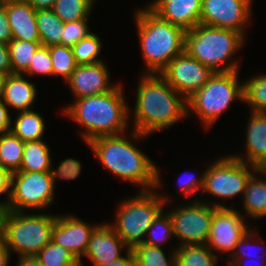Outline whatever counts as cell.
I'll use <instances>...</instances> for the list:
<instances>
[{
	"label": "cell",
	"mask_w": 266,
	"mask_h": 266,
	"mask_svg": "<svg viewBox=\"0 0 266 266\" xmlns=\"http://www.w3.org/2000/svg\"><path fill=\"white\" fill-rule=\"evenodd\" d=\"M131 132L128 139L124 137L125 134L104 136L95 138L86 145L103 167L122 181L136 184L137 187H141L140 191L159 189L163 183L160 168L130 140L131 138L141 141L148 135L134 130Z\"/></svg>",
	"instance_id": "1"
},
{
	"label": "cell",
	"mask_w": 266,
	"mask_h": 266,
	"mask_svg": "<svg viewBox=\"0 0 266 266\" xmlns=\"http://www.w3.org/2000/svg\"><path fill=\"white\" fill-rule=\"evenodd\" d=\"M137 86L132 130L149 135L188 118L187 100L160 74L143 73Z\"/></svg>",
	"instance_id": "2"
},
{
	"label": "cell",
	"mask_w": 266,
	"mask_h": 266,
	"mask_svg": "<svg viewBox=\"0 0 266 266\" xmlns=\"http://www.w3.org/2000/svg\"><path fill=\"white\" fill-rule=\"evenodd\" d=\"M122 87L117 84L110 92L74 99L63 108L62 112L67 118L84 128L80 134L85 143L127 131L131 109L125 101Z\"/></svg>",
	"instance_id": "3"
},
{
	"label": "cell",
	"mask_w": 266,
	"mask_h": 266,
	"mask_svg": "<svg viewBox=\"0 0 266 266\" xmlns=\"http://www.w3.org/2000/svg\"><path fill=\"white\" fill-rule=\"evenodd\" d=\"M134 15L145 73L159 74L184 52L186 31L161 19L147 5Z\"/></svg>",
	"instance_id": "4"
},
{
	"label": "cell",
	"mask_w": 266,
	"mask_h": 266,
	"mask_svg": "<svg viewBox=\"0 0 266 266\" xmlns=\"http://www.w3.org/2000/svg\"><path fill=\"white\" fill-rule=\"evenodd\" d=\"M245 39L235 30L198 24L186 31L184 51L213 72L240 71L232 58Z\"/></svg>",
	"instance_id": "5"
},
{
	"label": "cell",
	"mask_w": 266,
	"mask_h": 266,
	"mask_svg": "<svg viewBox=\"0 0 266 266\" xmlns=\"http://www.w3.org/2000/svg\"><path fill=\"white\" fill-rule=\"evenodd\" d=\"M56 214H27L2 209L0 237L19 256L36 255L52 238Z\"/></svg>",
	"instance_id": "6"
},
{
	"label": "cell",
	"mask_w": 266,
	"mask_h": 266,
	"mask_svg": "<svg viewBox=\"0 0 266 266\" xmlns=\"http://www.w3.org/2000/svg\"><path fill=\"white\" fill-rule=\"evenodd\" d=\"M155 191H139L136 196L121 201L114 224H109L130 249L144 242L153 220L171 201Z\"/></svg>",
	"instance_id": "7"
},
{
	"label": "cell",
	"mask_w": 266,
	"mask_h": 266,
	"mask_svg": "<svg viewBox=\"0 0 266 266\" xmlns=\"http://www.w3.org/2000/svg\"><path fill=\"white\" fill-rule=\"evenodd\" d=\"M238 72H214L209 81L187 99V116L195 112L208 129L233 101L243 102V82H239Z\"/></svg>",
	"instance_id": "8"
},
{
	"label": "cell",
	"mask_w": 266,
	"mask_h": 266,
	"mask_svg": "<svg viewBox=\"0 0 266 266\" xmlns=\"http://www.w3.org/2000/svg\"><path fill=\"white\" fill-rule=\"evenodd\" d=\"M55 188L50 171L14 172L11 177L10 197L0 202V208L18 212L33 209L42 211L52 205Z\"/></svg>",
	"instance_id": "9"
},
{
	"label": "cell",
	"mask_w": 266,
	"mask_h": 266,
	"mask_svg": "<svg viewBox=\"0 0 266 266\" xmlns=\"http://www.w3.org/2000/svg\"><path fill=\"white\" fill-rule=\"evenodd\" d=\"M204 200H197L176 206L168 210L173 228L174 238L178 245L207 244L213 219L214 206L227 207V205ZM213 204V205H212Z\"/></svg>",
	"instance_id": "10"
},
{
	"label": "cell",
	"mask_w": 266,
	"mask_h": 266,
	"mask_svg": "<svg viewBox=\"0 0 266 266\" xmlns=\"http://www.w3.org/2000/svg\"><path fill=\"white\" fill-rule=\"evenodd\" d=\"M210 164L204 171L201 195L205 192L224 200L239 194L243 197L248 179L258 169L234 158L232 154L223 156Z\"/></svg>",
	"instance_id": "11"
},
{
	"label": "cell",
	"mask_w": 266,
	"mask_h": 266,
	"mask_svg": "<svg viewBox=\"0 0 266 266\" xmlns=\"http://www.w3.org/2000/svg\"><path fill=\"white\" fill-rule=\"evenodd\" d=\"M253 0H202L200 24L235 30L244 37ZM250 20V21H249Z\"/></svg>",
	"instance_id": "12"
},
{
	"label": "cell",
	"mask_w": 266,
	"mask_h": 266,
	"mask_svg": "<svg viewBox=\"0 0 266 266\" xmlns=\"http://www.w3.org/2000/svg\"><path fill=\"white\" fill-rule=\"evenodd\" d=\"M246 221V222H245ZM242 212L230 207H215L207 246L219 253H232L242 236L250 229ZM219 251V252H218Z\"/></svg>",
	"instance_id": "13"
},
{
	"label": "cell",
	"mask_w": 266,
	"mask_h": 266,
	"mask_svg": "<svg viewBox=\"0 0 266 266\" xmlns=\"http://www.w3.org/2000/svg\"><path fill=\"white\" fill-rule=\"evenodd\" d=\"M159 74L187 100L209 81L214 72L184 51Z\"/></svg>",
	"instance_id": "14"
},
{
	"label": "cell",
	"mask_w": 266,
	"mask_h": 266,
	"mask_svg": "<svg viewBox=\"0 0 266 266\" xmlns=\"http://www.w3.org/2000/svg\"><path fill=\"white\" fill-rule=\"evenodd\" d=\"M100 224L90 225L71 214L57 215L51 241L69 250L82 263L91 234Z\"/></svg>",
	"instance_id": "15"
},
{
	"label": "cell",
	"mask_w": 266,
	"mask_h": 266,
	"mask_svg": "<svg viewBox=\"0 0 266 266\" xmlns=\"http://www.w3.org/2000/svg\"><path fill=\"white\" fill-rule=\"evenodd\" d=\"M104 60L78 65L65 82L74 99L110 92L117 83H110V74Z\"/></svg>",
	"instance_id": "16"
},
{
	"label": "cell",
	"mask_w": 266,
	"mask_h": 266,
	"mask_svg": "<svg viewBox=\"0 0 266 266\" xmlns=\"http://www.w3.org/2000/svg\"><path fill=\"white\" fill-rule=\"evenodd\" d=\"M130 248L122 241L116 232L109 226V223H101L91 234L89 245L85 253L93 266L114 262Z\"/></svg>",
	"instance_id": "17"
},
{
	"label": "cell",
	"mask_w": 266,
	"mask_h": 266,
	"mask_svg": "<svg viewBox=\"0 0 266 266\" xmlns=\"http://www.w3.org/2000/svg\"><path fill=\"white\" fill-rule=\"evenodd\" d=\"M202 0H153L147 6L161 19L185 31L200 24Z\"/></svg>",
	"instance_id": "18"
},
{
	"label": "cell",
	"mask_w": 266,
	"mask_h": 266,
	"mask_svg": "<svg viewBox=\"0 0 266 266\" xmlns=\"http://www.w3.org/2000/svg\"><path fill=\"white\" fill-rule=\"evenodd\" d=\"M251 112L246 127V154L232 156L261 169L266 164V112Z\"/></svg>",
	"instance_id": "19"
},
{
	"label": "cell",
	"mask_w": 266,
	"mask_h": 266,
	"mask_svg": "<svg viewBox=\"0 0 266 266\" xmlns=\"http://www.w3.org/2000/svg\"><path fill=\"white\" fill-rule=\"evenodd\" d=\"M6 6L12 39L40 41L36 10L27 1H10Z\"/></svg>",
	"instance_id": "20"
},
{
	"label": "cell",
	"mask_w": 266,
	"mask_h": 266,
	"mask_svg": "<svg viewBox=\"0 0 266 266\" xmlns=\"http://www.w3.org/2000/svg\"><path fill=\"white\" fill-rule=\"evenodd\" d=\"M36 85L24 78V74H11L2 77L0 98L8 108L18 112L31 110L37 95Z\"/></svg>",
	"instance_id": "21"
},
{
	"label": "cell",
	"mask_w": 266,
	"mask_h": 266,
	"mask_svg": "<svg viewBox=\"0 0 266 266\" xmlns=\"http://www.w3.org/2000/svg\"><path fill=\"white\" fill-rule=\"evenodd\" d=\"M263 176L266 174L259 168L247 181L242 199L243 209L246 211L244 217L249 215L251 218L263 219L266 215V177Z\"/></svg>",
	"instance_id": "22"
},
{
	"label": "cell",
	"mask_w": 266,
	"mask_h": 266,
	"mask_svg": "<svg viewBox=\"0 0 266 266\" xmlns=\"http://www.w3.org/2000/svg\"><path fill=\"white\" fill-rule=\"evenodd\" d=\"M50 148L43 140L24 142L22 163L19 171L49 172L52 166Z\"/></svg>",
	"instance_id": "23"
},
{
	"label": "cell",
	"mask_w": 266,
	"mask_h": 266,
	"mask_svg": "<svg viewBox=\"0 0 266 266\" xmlns=\"http://www.w3.org/2000/svg\"><path fill=\"white\" fill-rule=\"evenodd\" d=\"M45 129L46 125L42 115L31 109L18 113L14 123H11L10 131L23 142H29L42 140Z\"/></svg>",
	"instance_id": "24"
},
{
	"label": "cell",
	"mask_w": 266,
	"mask_h": 266,
	"mask_svg": "<svg viewBox=\"0 0 266 266\" xmlns=\"http://www.w3.org/2000/svg\"><path fill=\"white\" fill-rule=\"evenodd\" d=\"M218 256L206 244L179 245L175 248L176 266H216Z\"/></svg>",
	"instance_id": "25"
},
{
	"label": "cell",
	"mask_w": 266,
	"mask_h": 266,
	"mask_svg": "<svg viewBox=\"0 0 266 266\" xmlns=\"http://www.w3.org/2000/svg\"><path fill=\"white\" fill-rule=\"evenodd\" d=\"M36 20L41 46L50 47L53 45H61L64 22H62L53 10H37Z\"/></svg>",
	"instance_id": "26"
},
{
	"label": "cell",
	"mask_w": 266,
	"mask_h": 266,
	"mask_svg": "<svg viewBox=\"0 0 266 266\" xmlns=\"http://www.w3.org/2000/svg\"><path fill=\"white\" fill-rule=\"evenodd\" d=\"M24 142L11 131L0 135V165L11 173L20 170Z\"/></svg>",
	"instance_id": "27"
},
{
	"label": "cell",
	"mask_w": 266,
	"mask_h": 266,
	"mask_svg": "<svg viewBox=\"0 0 266 266\" xmlns=\"http://www.w3.org/2000/svg\"><path fill=\"white\" fill-rule=\"evenodd\" d=\"M40 46V41L12 39L8 43L12 74H23L28 69L34 53Z\"/></svg>",
	"instance_id": "28"
},
{
	"label": "cell",
	"mask_w": 266,
	"mask_h": 266,
	"mask_svg": "<svg viewBox=\"0 0 266 266\" xmlns=\"http://www.w3.org/2000/svg\"><path fill=\"white\" fill-rule=\"evenodd\" d=\"M136 266H176L175 248L170 250L169 259L164 249L144 243L135 245L132 249Z\"/></svg>",
	"instance_id": "29"
},
{
	"label": "cell",
	"mask_w": 266,
	"mask_h": 266,
	"mask_svg": "<svg viewBox=\"0 0 266 266\" xmlns=\"http://www.w3.org/2000/svg\"><path fill=\"white\" fill-rule=\"evenodd\" d=\"M96 0H56L52 10L62 22L89 19Z\"/></svg>",
	"instance_id": "30"
},
{
	"label": "cell",
	"mask_w": 266,
	"mask_h": 266,
	"mask_svg": "<svg viewBox=\"0 0 266 266\" xmlns=\"http://www.w3.org/2000/svg\"><path fill=\"white\" fill-rule=\"evenodd\" d=\"M243 102L251 111L266 112V74L255 75L243 82Z\"/></svg>",
	"instance_id": "31"
},
{
	"label": "cell",
	"mask_w": 266,
	"mask_h": 266,
	"mask_svg": "<svg viewBox=\"0 0 266 266\" xmlns=\"http://www.w3.org/2000/svg\"><path fill=\"white\" fill-rule=\"evenodd\" d=\"M48 49L53 66V76H61L64 81H67L78 66L72 48L65 45H53Z\"/></svg>",
	"instance_id": "32"
},
{
	"label": "cell",
	"mask_w": 266,
	"mask_h": 266,
	"mask_svg": "<svg viewBox=\"0 0 266 266\" xmlns=\"http://www.w3.org/2000/svg\"><path fill=\"white\" fill-rule=\"evenodd\" d=\"M102 47L100 37L96 33H91L71 48L77 64L82 65L102 61L103 58L99 56Z\"/></svg>",
	"instance_id": "33"
},
{
	"label": "cell",
	"mask_w": 266,
	"mask_h": 266,
	"mask_svg": "<svg viewBox=\"0 0 266 266\" xmlns=\"http://www.w3.org/2000/svg\"><path fill=\"white\" fill-rule=\"evenodd\" d=\"M36 256L42 266H77L79 261L64 247L50 241Z\"/></svg>",
	"instance_id": "34"
},
{
	"label": "cell",
	"mask_w": 266,
	"mask_h": 266,
	"mask_svg": "<svg viewBox=\"0 0 266 266\" xmlns=\"http://www.w3.org/2000/svg\"><path fill=\"white\" fill-rule=\"evenodd\" d=\"M147 239L144 240V244L152 245L161 248L168 242L171 237H174L172 222L167 212L163 210L153 220L152 225L147 231Z\"/></svg>",
	"instance_id": "35"
},
{
	"label": "cell",
	"mask_w": 266,
	"mask_h": 266,
	"mask_svg": "<svg viewBox=\"0 0 266 266\" xmlns=\"http://www.w3.org/2000/svg\"><path fill=\"white\" fill-rule=\"evenodd\" d=\"M87 22L88 19L64 22L61 45L72 47L77 44L81 39L91 34L92 32H90V28Z\"/></svg>",
	"instance_id": "36"
},
{
	"label": "cell",
	"mask_w": 266,
	"mask_h": 266,
	"mask_svg": "<svg viewBox=\"0 0 266 266\" xmlns=\"http://www.w3.org/2000/svg\"><path fill=\"white\" fill-rule=\"evenodd\" d=\"M28 75H44L53 77V66L48 47L40 46L34 53L28 69L23 73Z\"/></svg>",
	"instance_id": "37"
},
{
	"label": "cell",
	"mask_w": 266,
	"mask_h": 266,
	"mask_svg": "<svg viewBox=\"0 0 266 266\" xmlns=\"http://www.w3.org/2000/svg\"><path fill=\"white\" fill-rule=\"evenodd\" d=\"M82 165L80 161L74 158H66L59 163L57 169L51 167L50 173L54 187L56 181L60 179L75 180L81 174Z\"/></svg>",
	"instance_id": "38"
},
{
	"label": "cell",
	"mask_w": 266,
	"mask_h": 266,
	"mask_svg": "<svg viewBox=\"0 0 266 266\" xmlns=\"http://www.w3.org/2000/svg\"><path fill=\"white\" fill-rule=\"evenodd\" d=\"M257 232L258 231L254 232L253 229H249L242 236V238L239 240V242L237 243V245L235 247V250L232 253L233 256L231 258H253V257H257L255 255L252 256V254L249 253L251 251L248 250L249 247H252L250 244L255 241V238H258V239H256V242L255 243H258L257 241L262 239L260 236L257 237V235H258ZM258 254H259V252H258ZM258 254H256V255H258ZM263 256H264V258H266V255L265 254L262 255V257ZM258 257H261L260 254H259Z\"/></svg>",
	"instance_id": "39"
},
{
	"label": "cell",
	"mask_w": 266,
	"mask_h": 266,
	"mask_svg": "<svg viewBox=\"0 0 266 266\" xmlns=\"http://www.w3.org/2000/svg\"><path fill=\"white\" fill-rule=\"evenodd\" d=\"M191 174V173H190ZM193 174V173H192ZM185 175L188 177H184V180H181L178 182V186L180 188V190L183 192V195L185 197H191V195L195 194L196 192H201L203 185H204V171L202 172V174H200V177L194 176V175ZM184 176V175H183ZM183 178V177H182ZM199 190V191H197Z\"/></svg>",
	"instance_id": "40"
},
{
	"label": "cell",
	"mask_w": 266,
	"mask_h": 266,
	"mask_svg": "<svg viewBox=\"0 0 266 266\" xmlns=\"http://www.w3.org/2000/svg\"><path fill=\"white\" fill-rule=\"evenodd\" d=\"M12 40V33L9 26L6 6L0 4V43L8 44Z\"/></svg>",
	"instance_id": "41"
},
{
	"label": "cell",
	"mask_w": 266,
	"mask_h": 266,
	"mask_svg": "<svg viewBox=\"0 0 266 266\" xmlns=\"http://www.w3.org/2000/svg\"><path fill=\"white\" fill-rule=\"evenodd\" d=\"M12 74L8 44L0 43V76Z\"/></svg>",
	"instance_id": "42"
},
{
	"label": "cell",
	"mask_w": 266,
	"mask_h": 266,
	"mask_svg": "<svg viewBox=\"0 0 266 266\" xmlns=\"http://www.w3.org/2000/svg\"><path fill=\"white\" fill-rule=\"evenodd\" d=\"M9 111L7 105L0 98V135L11 130L12 119Z\"/></svg>",
	"instance_id": "43"
},
{
	"label": "cell",
	"mask_w": 266,
	"mask_h": 266,
	"mask_svg": "<svg viewBox=\"0 0 266 266\" xmlns=\"http://www.w3.org/2000/svg\"><path fill=\"white\" fill-rule=\"evenodd\" d=\"M11 177L12 173L10 171L0 168V196L7 194L8 199L11 194Z\"/></svg>",
	"instance_id": "44"
},
{
	"label": "cell",
	"mask_w": 266,
	"mask_h": 266,
	"mask_svg": "<svg viewBox=\"0 0 266 266\" xmlns=\"http://www.w3.org/2000/svg\"><path fill=\"white\" fill-rule=\"evenodd\" d=\"M97 266H136V260L133 251L130 249L120 259Z\"/></svg>",
	"instance_id": "45"
},
{
	"label": "cell",
	"mask_w": 266,
	"mask_h": 266,
	"mask_svg": "<svg viewBox=\"0 0 266 266\" xmlns=\"http://www.w3.org/2000/svg\"><path fill=\"white\" fill-rule=\"evenodd\" d=\"M16 266H42L36 255L19 256Z\"/></svg>",
	"instance_id": "46"
},
{
	"label": "cell",
	"mask_w": 266,
	"mask_h": 266,
	"mask_svg": "<svg viewBox=\"0 0 266 266\" xmlns=\"http://www.w3.org/2000/svg\"><path fill=\"white\" fill-rule=\"evenodd\" d=\"M12 252L6 246L4 240L0 237V266H8L9 258Z\"/></svg>",
	"instance_id": "47"
},
{
	"label": "cell",
	"mask_w": 266,
	"mask_h": 266,
	"mask_svg": "<svg viewBox=\"0 0 266 266\" xmlns=\"http://www.w3.org/2000/svg\"><path fill=\"white\" fill-rule=\"evenodd\" d=\"M56 0H28L27 2L37 11L52 9Z\"/></svg>",
	"instance_id": "48"
},
{
	"label": "cell",
	"mask_w": 266,
	"mask_h": 266,
	"mask_svg": "<svg viewBox=\"0 0 266 266\" xmlns=\"http://www.w3.org/2000/svg\"><path fill=\"white\" fill-rule=\"evenodd\" d=\"M255 258H258V259H263V261H261L264 265L263 266H266V259L265 258H260V257H255ZM255 258L253 257V259L251 260V258H231V261H230V259H228V263L227 264H229V265H231V266H245L246 265V262H247V260L248 259H250L251 261H253V260H255ZM245 260H246V262H245ZM250 260H248V262L250 261ZM257 260V259H256ZM256 260L254 261V262H256ZM247 262V263H248ZM257 262H258V260H257ZM261 263V264H262ZM250 264V263H249ZM257 264H260V261L257 263ZM256 266V265H255ZM262 266V265H261Z\"/></svg>",
	"instance_id": "49"
},
{
	"label": "cell",
	"mask_w": 266,
	"mask_h": 266,
	"mask_svg": "<svg viewBox=\"0 0 266 266\" xmlns=\"http://www.w3.org/2000/svg\"><path fill=\"white\" fill-rule=\"evenodd\" d=\"M10 1H28V0H1V3H6Z\"/></svg>",
	"instance_id": "50"
},
{
	"label": "cell",
	"mask_w": 266,
	"mask_h": 266,
	"mask_svg": "<svg viewBox=\"0 0 266 266\" xmlns=\"http://www.w3.org/2000/svg\"><path fill=\"white\" fill-rule=\"evenodd\" d=\"M263 172L266 174V164L261 168Z\"/></svg>",
	"instance_id": "51"
},
{
	"label": "cell",
	"mask_w": 266,
	"mask_h": 266,
	"mask_svg": "<svg viewBox=\"0 0 266 266\" xmlns=\"http://www.w3.org/2000/svg\"><path fill=\"white\" fill-rule=\"evenodd\" d=\"M77 266H84L83 262L82 263H79Z\"/></svg>",
	"instance_id": "52"
}]
</instances>
